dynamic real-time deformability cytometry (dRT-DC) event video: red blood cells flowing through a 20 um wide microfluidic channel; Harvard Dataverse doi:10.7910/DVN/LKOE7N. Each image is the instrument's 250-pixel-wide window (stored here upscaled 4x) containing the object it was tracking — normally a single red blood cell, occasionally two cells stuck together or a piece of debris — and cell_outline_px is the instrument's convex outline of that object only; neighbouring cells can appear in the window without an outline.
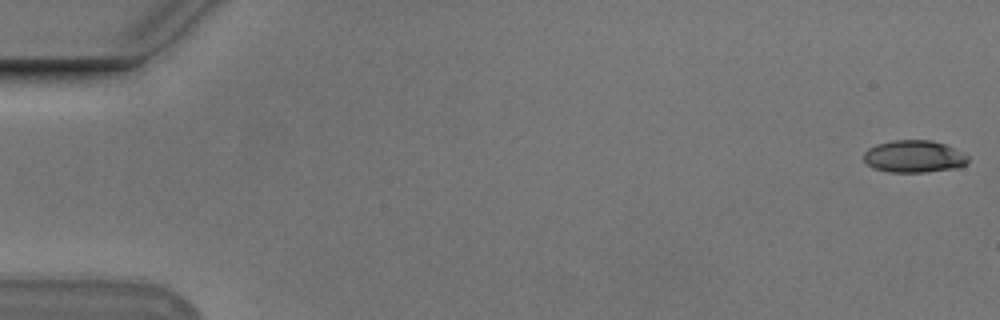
{"species": "Egyptian fruit bat (a non-hibernating species)", "species_latin": "Rousettus aegyptiacus", "temperature_condition": "cold", "stored_images_in_passage": 8, "camera_frame_rate_fps": 3000, "um_per_image_px": 0.085, "animal": {"sex": "male"}, "frame": {"image": 1, "passage_image": 1, "time_ms": 0.0, "image_size_px": [1000, 320], "cell_outline_px": [[968, 160], [960, 168], [928, 172], [888, 172], [872, 168], [864, 160], [864, 152], [868, 148], [876, 144], [892, 140], [932, 140], [944, 144], [968, 156]], "centroid_in_image_um": [77.66, 13.31], "position_along_channel_um": 7.3, "area_um2": 19.65}}